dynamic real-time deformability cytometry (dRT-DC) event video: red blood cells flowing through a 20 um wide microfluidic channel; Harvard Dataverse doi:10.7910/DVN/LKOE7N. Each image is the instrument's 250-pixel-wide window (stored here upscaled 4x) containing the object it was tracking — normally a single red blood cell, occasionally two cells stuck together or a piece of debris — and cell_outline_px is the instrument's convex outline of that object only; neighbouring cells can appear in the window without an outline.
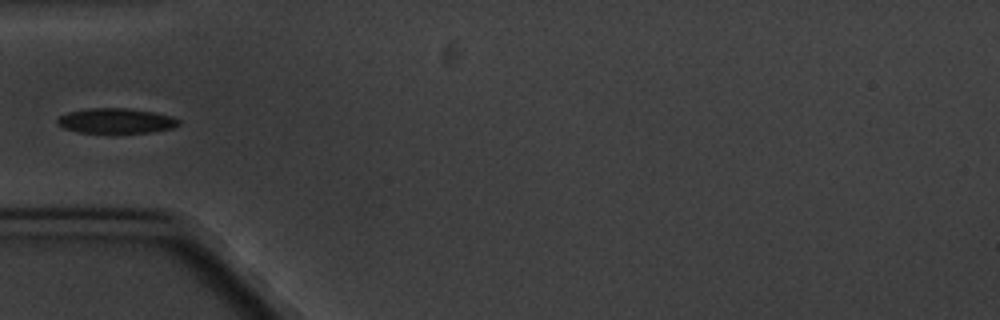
{"species": "common noctule bat (a hibernating species)", "species_latin": "Nyctalus noctula", "temperature_condition": "cold", "stored_images_in_passage": 4, "camera_frame_rate_fps": 3000, "um_per_image_px": 0.085, "animal": {"sex": "male", "body_mass_g": 20.1, "forearm_length_mm": 53.5}, "frame": {"image": 1, "passage_image": 3, "time_ms": 2.333, "image_size_px": [1000, 320], "cell_outline_px": [[180, 124], [172, 128], [152, 132], [80, 132], [64, 128], [56, 124], [56, 120], [60, 116], [68, 112], [88, 108], [132, 108], [156, 112], [172, 116], [180, 120]], "centroid_in_image_um": [9.89, 10.25], "position_along_channel_um": 75.1, "area_um2": 17.74}}